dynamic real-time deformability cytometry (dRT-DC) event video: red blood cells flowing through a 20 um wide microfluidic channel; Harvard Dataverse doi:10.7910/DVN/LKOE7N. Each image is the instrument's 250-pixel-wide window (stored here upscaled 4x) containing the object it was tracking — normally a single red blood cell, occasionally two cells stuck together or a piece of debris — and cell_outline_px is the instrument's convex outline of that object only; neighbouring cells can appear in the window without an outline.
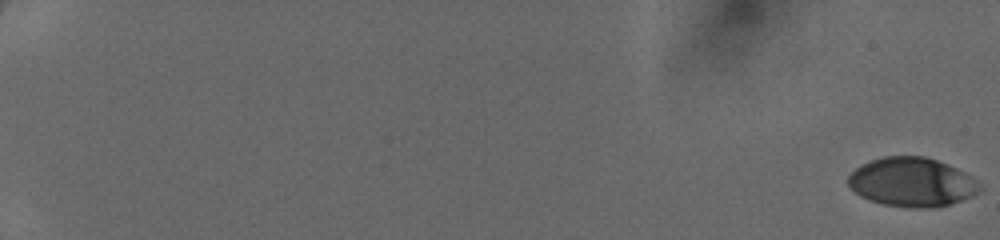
{"species": "human", "species_latin": "Homo sapiens", "temperature_condition": "cold", "stored_images_in_passage": 51, "camera_frame_rate_fps": 3000, "um_per_image_px": 0.085, "donor": {"sex": "female"}, "frame": {"image": 1, "passage_image": 1, "time_ms": 0.0, "image_size_px": [1000, 240], "cell_outline_px": [[984, 188], [980, 192], [972, 196], [936, 208], [912, 208], [884, 204], [860, 196], [848, 184], [848, 176], [860, 164], [884, 156], [924, 156], [948, 164], [972, 176]], "centroid_in_image_um": [77.54, 15.48], "position_along_channel_um": 7.5, "area_um2": 37.57}}
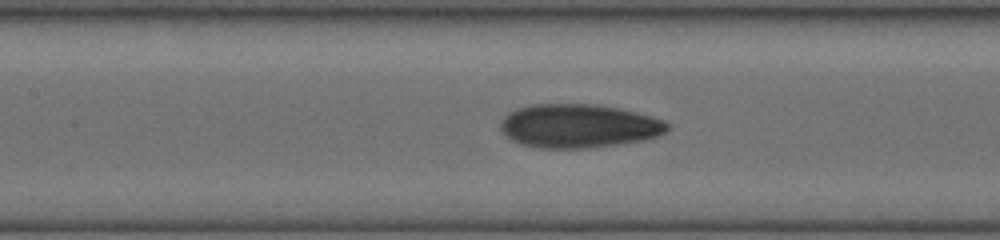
{"frame": {"image": 2, "passage_image": 28, "time_ms": 9.0, "image_size_px": [1000, 240], "cell_outline_px": [[668, 128], [660, 136], [644, 140], [620, 144], [588, 148], [536, 148], [520, 144], [512, 140], [500, 128], [500, 120], [504, 116], [516, 108], [532, 104], [592, 104], [616, 108], [652, 116], [664, 120], [668, 124]], "centroid_in_image_um": [49.17, 10.71], "position_along_channel_um": 158.2, "area_um2": 42.54}}
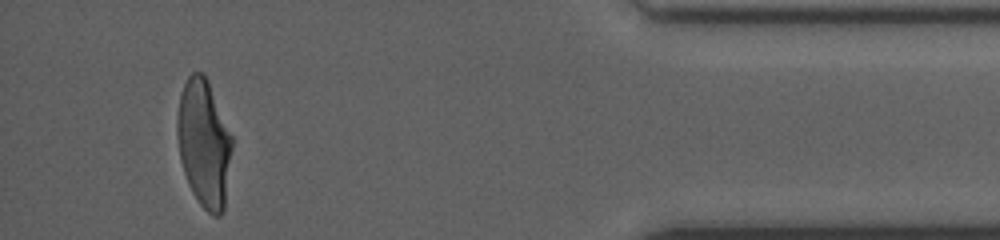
{"frame": {"image": 3, "passage_image": 49, "time_ms": 16.0, "image_size_px": [1000, 240], "cell_outline_px": [[232, 144], [224, 208], [220, 216], [212, 216], [200, 204], [192, 192], [188, 184], [180, 160], [176, 132], [176, 120], [180, 92], [188, 76], [192, 72], [200, 72], [208, 80], [232, 136]], "centroid_in_image_um": [17.31, 12.17], "position_along_channel_um": 417.9, "area_um2": 40.69}}